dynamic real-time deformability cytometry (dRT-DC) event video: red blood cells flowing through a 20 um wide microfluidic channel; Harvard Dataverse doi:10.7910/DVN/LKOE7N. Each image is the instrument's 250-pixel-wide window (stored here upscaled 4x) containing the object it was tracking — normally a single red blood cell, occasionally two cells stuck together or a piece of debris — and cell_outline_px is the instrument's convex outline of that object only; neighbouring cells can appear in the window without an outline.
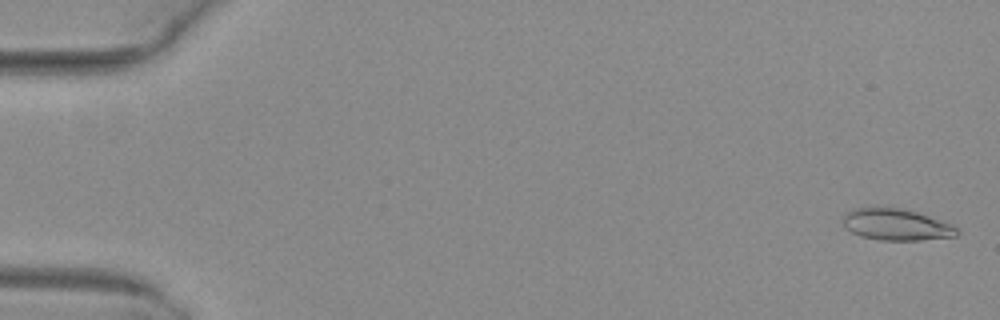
{"species": "common noctule bat (a hibernating species)", "species_latin": "Nyctalus noctula", "temperature_condition": "warm", "stored_images_in_passage": 52, "camera_frame_rate_fps": 3000, "um_per_image_px": 0.085, "animal": {"sex": "female", "body_mass_g": 29.2, "forearm_length_mm": 56.3}, "frame": {"image": 1, "passage_image": 2, "time_ms": 0.333, "image_size_px": [1000, 320], "cell_outline_px": [[960, 232], [956, 236], [920, 240], [880, 240], [860, 236], [844, 228], [844, 216], [848, 212], [856, 208], [904, 208], [952, 224]], "centroid_in_image_um": [76.2, 19.1], "position_along_channel_um": 8.8, "area_um2": 20.69}}
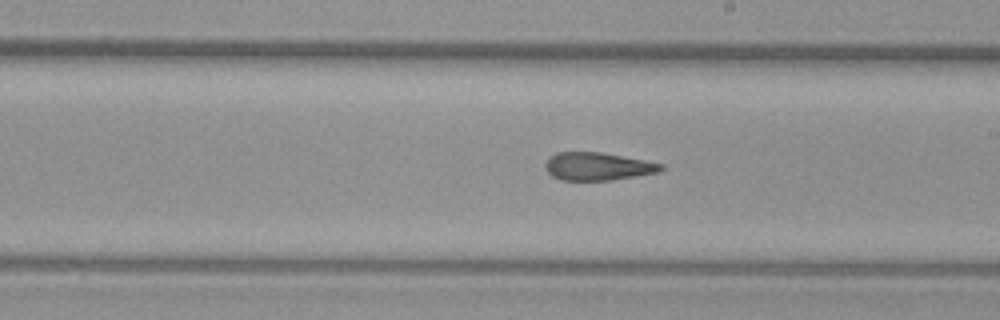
{"frame": {"image": 2, "passage_image": 31, "time_ms": 10.0, "image_size_px": [1000, 320], "cell_outline_px": [[664, 168], [660, 172], [612, 180], [560, 180], [552, 176], [548, 172], [544, 164], [556, 152], [600, 152], [644, 160], [664, 164]], "centroid_in_image_um": [50.83, 14.15], "position_along_channel_um": 238.2, "area_um2": 18.73}}
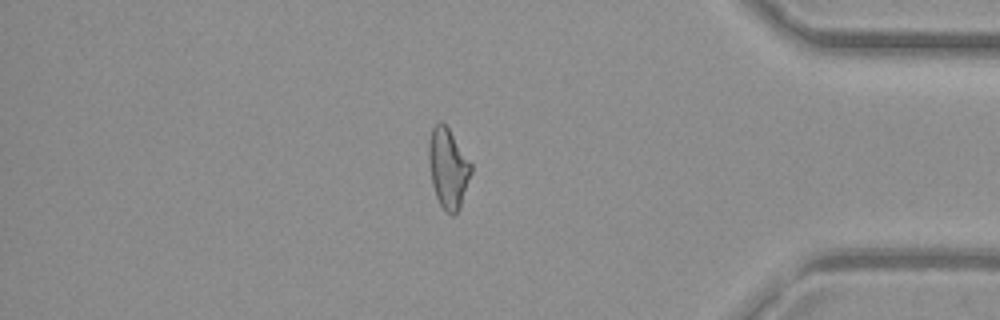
{"frame": {"image": 3, "passage_image": 45, "time_ms": 14.667, "image_size_px": [1000, 320], "cell_outline_px": [[472, 172], [460, 208], [452, 216], [440, 204], [436, 196], [432, 184], [428, 160], [428, 140], [432, 128], [440, 120], [448, 128], [472, 164]], "centroid_in_image_um": [38.08, 14.29], "position_along_channel_um": 397.1, "area_um2": 19.65}, "authors_computed_cell_mechanics": {"area_um2": 19.9121, "velocity_mm_per_s": 4.0534, "shape_relaxation_time_tau1_ms": null, "shape_relaxation_time_tau2_ms": 2.5062, "deformation_change_tau1": null, "deformation_change_tau2": 0.1266}}